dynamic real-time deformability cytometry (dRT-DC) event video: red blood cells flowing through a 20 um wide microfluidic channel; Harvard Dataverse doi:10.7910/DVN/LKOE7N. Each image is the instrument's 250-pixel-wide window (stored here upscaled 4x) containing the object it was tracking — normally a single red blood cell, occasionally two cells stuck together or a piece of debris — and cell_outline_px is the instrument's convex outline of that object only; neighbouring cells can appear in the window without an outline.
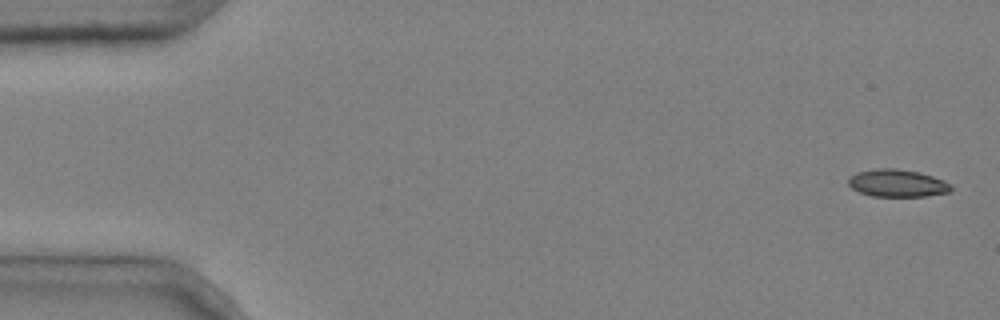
{"species": "common noctule bat (a hibernating species)", "species_latin": "Nyctalus noctula", "temperature_condition": "cold", "stored_images_in_passage": 7, "camera_frame_rate_fps": 3000, "um_per_image_px": 0.085, "animal": {"sex": "male", "body_mass_g": 20.4}, "frame": {"image": 1, "passage_image": 1, "time_ms": 0.0, "image_size_px": [1000, 320], "cell_outline_px": [[952, 188], [948, 192], [928, 196], [872, 196], [860, 192], [852, 188], [848, 184], [848, 180], [856, 172], [876, 168], [896, 168], [920, 172], [944, 180]], "centroid_in_image_um": [76.25, 15.56], "position_along_channel_um": 8.7, "area_um2": 16.36}}
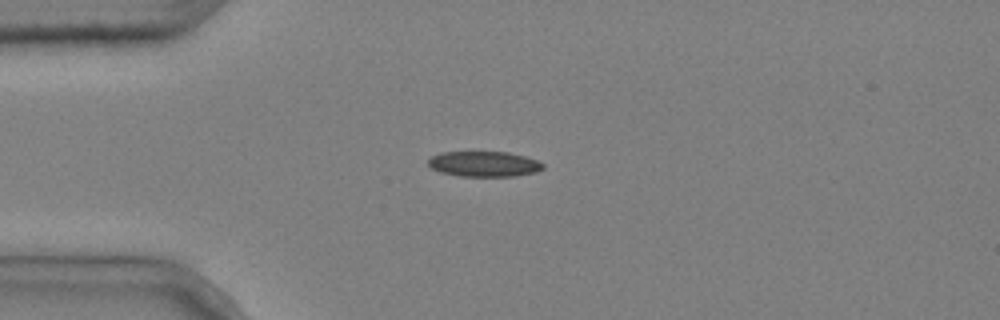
{"frame": {"image": 2, "passage_image": 4, "time_ms": 1.0, "image_size_px": [1000, 320], "cell_outline_px": [[544, 168], [536, 172], [516, 176], [460, 176], [440, 172], [432, 168], [428, 164], [428, 160], [432, 156], [440, 152], [508, 152], [524, 156], [536, 160], [544, 164]], "centroid_in_image_um": [41.15, 13.94], "position_along_channel_um": 43.9, "area_um2": 16.94}}